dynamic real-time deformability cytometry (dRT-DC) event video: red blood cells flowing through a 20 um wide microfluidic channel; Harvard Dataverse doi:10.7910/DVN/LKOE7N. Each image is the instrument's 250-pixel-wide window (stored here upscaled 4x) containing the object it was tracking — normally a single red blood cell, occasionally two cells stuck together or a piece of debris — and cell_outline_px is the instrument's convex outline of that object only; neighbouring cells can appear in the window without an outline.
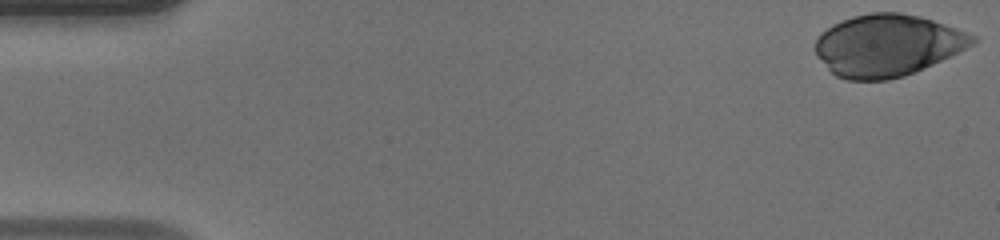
{"species": "human", "species_latin": "Homo sapiens", "temperature_condition": "warm", "stored_images_in_passage": 40, "camera_frame_rate_fps": 3000, "um_per_image_px": 0.085, "donor": {"sex": "male"}, "frame": {"image": 1, "passage_image": 1, "time_ms": 0.0, "image_size_px": [1000, 240], "cell_outline_px": [[980, 36], [972, 44], [932, 64], [904, 76], [888, 80], [848, 80], [836, 76], [816, 56], [816, 40], [820, 32], [832, 24], [852, 16], [872, 12], [900, 12], [920, 16]], "centroid_in_image_um": [75.39, 3.84], "position_along_channel_um": 9.6, "area_um2": 56.41}}
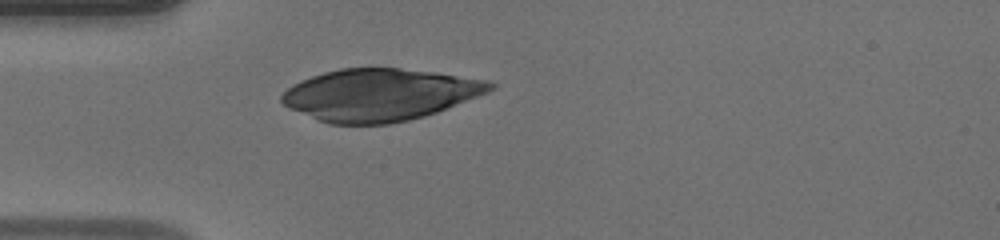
{"frame": {"image": 2, "passage_image": 14, "time_ms": 4.333, "image_size_px": [1000, 240], "cell_outline_px": [[496, 88], [488, 92], [436, 112], [424, 116], [408, 120], [388, 124], [328, 124], [288, 108], [280, 100], [280, 96], [292, 84], [300, 80], [324, 72], [340, 68], [400, 68], [432, 72], [488, 80], [496, 84]], "centroid_in_image_um": [32.25, 8.05], "position_along_channel_um": 52.8, "area_um2": 63.0}}